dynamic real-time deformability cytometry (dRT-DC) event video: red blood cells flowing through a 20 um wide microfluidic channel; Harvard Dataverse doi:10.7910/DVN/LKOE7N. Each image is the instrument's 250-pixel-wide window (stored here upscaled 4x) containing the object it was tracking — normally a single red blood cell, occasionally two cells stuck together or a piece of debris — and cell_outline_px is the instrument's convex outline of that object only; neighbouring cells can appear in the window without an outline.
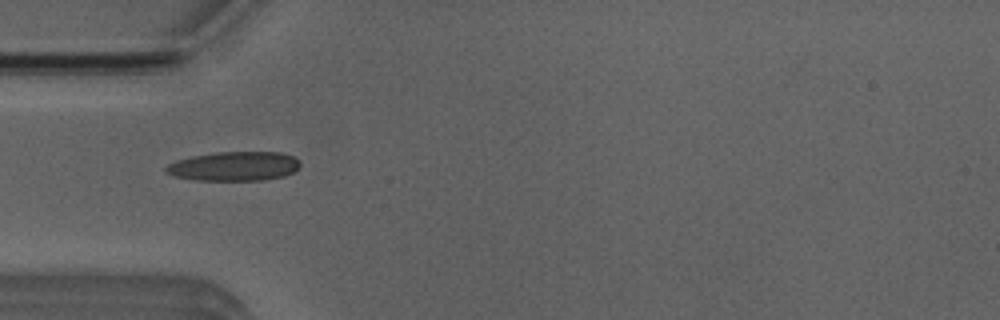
{"species": "Egyptian fruit bat (a non-hibernating species)", "species_latin": "Rousettus aegyptiacus", "temperature_condition": "room temperature", "stored_images_in_passage": 4, "camera_frame_rate_fps": 3000, "um_per_image_px": 0.085, "animal": {"sex": "male"}, "frame": {"image": 1, "passage_image": 1, "time_ms": 0.0, "image_size_px": [1000, 320], "cell_outline_px": [[300, 164], [292, 172], [284, 176], [264, 180], [196, 180], [176, 176], [168, 172], [164, 168], [168, 164], [176, 160], [192, 156], [216, 152], [280, 152], [292, 156]], "centroid_in_image_um": [19.89, 14.12], "position_along_channel_um": 65.1, "area_um2": 22.6}}
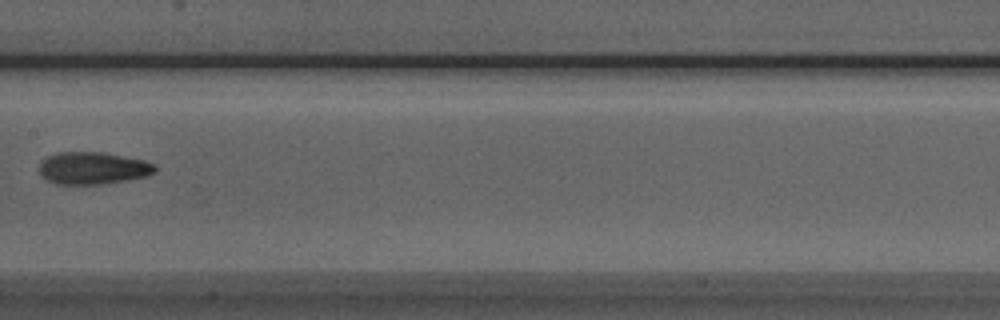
{"frame": {"image": 2, "passage_image": 4, "time_ms": 3.333, "image_size_px": [1000, 320], "cell_outline_px": [[156, 172], [148, 176], [128, 180], [104, 184], [56, 184], [48, 180], [40, 172], [40, 164], [48, 156], [56, 152], [104, 152], [144, 160], [156, 164]], "centroid_in_image_um": [7.96, 14.29], "position_along_channel_um": 199.4, "area_um2": 21.85}}